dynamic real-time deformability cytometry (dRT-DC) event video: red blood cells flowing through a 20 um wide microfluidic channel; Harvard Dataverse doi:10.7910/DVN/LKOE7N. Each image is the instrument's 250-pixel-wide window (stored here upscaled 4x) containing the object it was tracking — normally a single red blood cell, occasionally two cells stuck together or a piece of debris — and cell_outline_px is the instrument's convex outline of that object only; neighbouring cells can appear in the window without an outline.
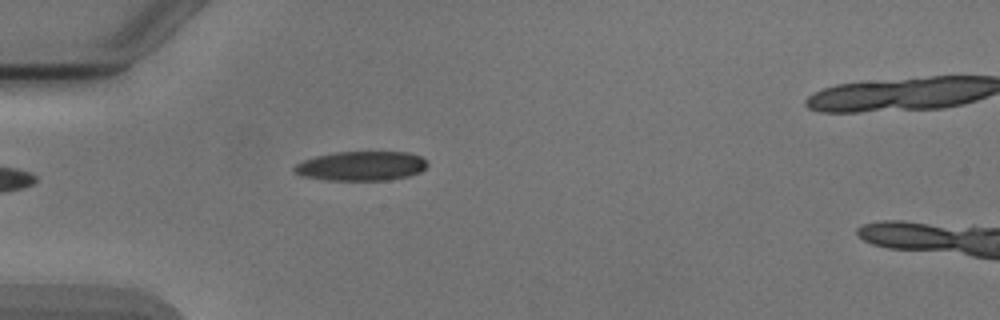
{"species": "Egyptian fruit bat (a non-hibernating species)", "species_latin": "Rousettus aegyptiacus", "temperature_condition": "cold", "stored_images_in_passage": 1, "camera_frame_rate_fps": 3000, "um_per_image_px": 0.085, "animal": {"sex": "male"}, "frame": {"image": 1, "passage_image": 1, "time_ms": 0.0, "image_size_px": [1000, 320], "cell_outline_px": [[428, 164], [420, 172], [408, 176], [388, 180], [328, 180], [300, 176], [292, 172], [292, 168], [296, 164], [304, 160], [316, 156], [336, 152], [408, 152], [420, 156]], "centroid_in_image_um": [30.66, 14.11], "position_along_channel_um": 54.3, "area_um2": 22.83}}